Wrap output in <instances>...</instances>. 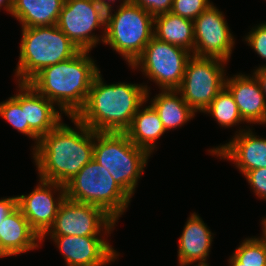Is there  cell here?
I'll return each mask as SVG.
<instances>
[{
	"mask_svg": "<svg viewBox=\"0 0 266 266\" xmlns=\"http://www.w3.org/2000/svg\"><path fill=\"white\" fill-rule=\"evenodd\" d=\"M68 118L74 127L62 121L32 149L39 179L65 185L93 159L95 131Z\"/></svg>",
	"mask_w": 266,
	"mask_h": 266,
	"instance_id": "cell-1",
	"label": "cell"
},
{
	"mask_svg": "<svg viewBox=\"0 0 266 266\" xmlns=\"http://www.w3.org/2000/svg\"><path fill=\"white\" fill-rule=\"evenodd\" d=\"M146 84V85H145ZM147 83L104 82L95 76L85 106L75 116L95 132L124 133L150 91Z\"/></svg>",
	"mask_w": 266,
	"mask_h": 266,
	"instance_id": "cell-2",
	"label": "cell"
},
{
	"mask_svg": "<svg viewBox=\"0 0 266 266\" xmlns=\"http://www.w3.org/2000/svg\"><path fill=\"white\" fill-rule=\"evenodd\" d=\"M90 52L80 50L74 57L44 68L28 84L54 103L65 117H75L85 106L100 71Z\"/></svg>",
	"mask_w": 266,
	"mask_h": 266,
	"instance_id": "cell-3",
	"label": "cell"
},
{
	"mask_svg": "<svg viewBox=\"0 0 266 266\" xmlns=\"http://www.w3.org/2000/svg\"><path fill=\"white\" fill-rule=\"evenodd\" d=\"M15 82L28 83L44 68L74 57L80 49L56 25L21 29Z\"/></svg>",
	"mask_w": 266,
	"mask_h": 266,
	"instance_id": "cell-4",
	"label": "cell"
},
{
	"mask_svg": "<svg viewBox=\"0 0 266 266\" xmlns=\"http://www.w3.org/2000/svg\"><path fill=\"white\" fill-rule=\"evenodd\" d=\"M119 4L116 11H106L103 44L109 45L130 67L154 36V17L130 0H120Z\"/></svg>",
	"mask_w": 266,
	"mask_h": 266,
	"instance_id": "cell-5",
	"label": "cell"
},
{
	"mask_svg": "<svg viewBox=\"0 0 266 266\" xmlns=\"http://www.w3.org/2000/svg\"><path fill=\"white\" fill-rule=\"evenodd\" d=\"M151 155L125 133L95 132L93 159L107 169L132 198Z\"/></svg>",
	"mask_w": 266,
	"mask_h": 266,
	"instance_id": "cell-6",
	"label": "cell"
},
{
	"mask_svg": "<svg viewBox=\"0 0 266 266\" xmlns=\"http://www.w3.org/2000/svg\"><path fill=\"white\" fill-rule=\"evenodd\" d=\"M65 193L70 200L103 208L117 222L132 202V197L94 159L65 184Z\"/></svg>",
	"mask_w": 266,
	"mask_h": 266,
	"instance_id": "cell-7",
	"label": "cell"
},
{
	"mask_svg": "<svg viewBox=\"0 0 266 266\" xmlns=\"http://www.w3.org/2000/svg\"><path fill=\"white\" fill-rule=\"evenodd\" d=\"M191 56L188 50L153 36L130 69L142 72L160 91L177 90Z\"/></svg>",
	"mask_w": 266,
	"mask_h": 266,
	"instance_id": "cell-8",
	"label": "cell"
},
{
	"mask_svg": "<svg viewBox=\"0 0 266 266\" xmlns=\"http://www.w3.org/2000/svg\"><path fill=\"white\" fill-rule=\"evenodd\" d=\"M227 62L217 58L192 55L187 61L182 83L177 91L197 113H203L225 87Z\"/></svg>",
	"mask_w": 266,
	"mask_h": 266,
	"instance_id": "cell-9",
	"label": "cell"
},
{
	"mask_svg": "<svg viewBox=\"0 0 266 266\" xmlns=\"http://www.w3.org/2000/svg\"><path fill=\"white\" fill-rule=\"evenodd\" d=\"M105 24L106 11L94 0H65L56 26L80 50L91 51L103 44Z\"/></svg>",
	"mask_w": 266,
	"mask_h": 266,
	"instance_id": "cell-10",
	"label": "cell"
},
{
	"mask_svg": "<svg viewBox=\"0 0 266 266\" xmlns=\"http://www.w3.org/2000/svg\"><path fill=\"white\" fill-rule=\"evenodd\" d=\"M118 223L103 208L68 198L62 202L54 224L41 238L48 236H111Z\"/></svg>",
	"mask_w": 266,
	"mask_h": 266,
	"instance_id": "cell-11",
	"label": "cell"
},
{
	"mask_svg": "<svg viewBox=\"0 0 266 266\" xmlns=\"http://www.w3.org/2000/svg\"><path fill=\"white\" fill-rule=\"evenodd\" d=\"M193 55L217 58L229 62L235 45V35L224 12L212 3L194 20Z\"/></svg>",
	"mask_w": 266,
	"mask_h": 266,
	"instance_id": "cell-12",
	"label": "cell"
},
{
	"mask_svg": "<svg viewBox=\"0 0 266 266\" xmlns=\"http://www.w3.org/2000/svg\"><path fill=\"white\" fill-rule=\"evenodd\" d=\"M38 181L32 192L17 196V207L31 228L42 238L54 224L66 193L63 184L39 178Z\"/></svg>",
	"mask_w": 266,
	"mask_h": 266,
	"instance_id": "cell-13",
	"label": "cell"
},
{
	"mask_svg": "<svg viewBox=\"0 0 266 266\" xmlns=\"http://www.w3.org/2000/svg\"><path fill=\"white\" fill-rule=\"evenodd\" d=\"M241 126L236 128L229 142L207 151L219 159L231 161L244 176L250 170L266 168V137L256 135L250 126Z\"/></svg>",
	"mask_w": 266,
	"mask_h": 266,
	"instance_id": "cell-14",
	"label": "cell"
},
{
	"mask_svg": "<svg viewBox=\"0 0 266 266\" xmlns=\"http://www.w3.org/2000/svg\"><path fill=\"white\" fill-rule=\"evenodd\" d=\"M66 266H107L118 260L119 253L108 236H49Z\"/></svg>",
	"mask_w": 266,
	"mask_h": 266,
	"instance_id": "cell-15",
	"label": "cell"
},
{
	"mask_svg": "<svg viewBox=\"0 0 266 266\" xmlns=\"http://www.w3.org/2000/svg\"><path fill=\"white\" fill-rule=\"evenodd\" d=\"M225 87L232 94L247 126L266 125V100L260 83L252 74L236 73L226 76ZM252 124V125H251Z\"/></svg>",
	"mask_w": 266,
	"mask_h": 266,
	"instance_id": "cell-16",
	"label": "cell"
},
{
	"mask_svg": "<svg viewBox=\"0 0 266 266\" xmlns=\"http://www.w3.org/2000/svg\"><path fill=\"white\" fill-rule=\"evenodd\" d=\"M20 106L24 110L25 124L39 138L63 121L64 113L28 83L20 82Z\"/></svg>",
	"mask_w": 266,
	"mask_h": 266,
	"instance_id": "cell-17",
	"label": "cell"
},
{
	"mask_svg": "<svg viewBox=\"0 0 266 266\" xmlns=\"http://www.w3.org/2000/svg\"><path fill=\"white\" fill-rule=\"evenodd\" d=\"M0 245L10 257L36 250L42 243L21 210L16 207L1 223Z\"/></svg>",
	"mask_w": 266,
	"mask_h": 266,
	"instance_id": "cell-18",
	"label": "cell"
},
{
	"mask_svg": "<svg viewBox=\"0 0 266 266\" xmlns=\"http://www.w3.org/2000/svg\"><path fill=\"white\" fill-rule=\"evenodd\" d=\"M178 239V263L208 260L214 234L198 213H191Z\"/></svg>",
	"mask_w": 266,
	"mask_h": 266,
	"instance_id": "cell-19",
	"label": "cell"
},
{
	"mask_svg": "<svg viewBox=\"0 0 266 266\" xmlns=\"http://www.w3.org/2000/svg\"><path fill=\"white\" fill-rule=\"evenodd\" d=\"M146 100L134 115L129 128L124 132L137 147L153 155L158 139L166 132L154 107ZM147 105V106H146Z\"/></svg>",
	"mask_w": 266,
	"mask_h": 266,
	"instance_id": "cell-20",
	"label": "cell"
},
{
	"mask_svg": "<svg viewBox=\"0 0 266 266\" xmlns=\"http://www.w3.org/2000/svg\"><path fill=\"white\" fill-rule=\"evenodd\" d=\"M152 93L146 94V100L157 111L164 129L168 131L181 128L190 120H193L197 114L182 98L177 90H161L154 97L150 98Z\"/></svg>",
	"mask_w": 266,
	"mask_h": 266,
	"instance_id": "cell-21",
	"label": "cell"
},
{
	"mask_svg": "<svg viewBox=\"0 0 266 266\" xmlns=\"http://www.w3.org/2000/svg\"><path fill=\"white\" fill-rule=\"evenodd\" d=\"M65 0H13L11 16L21 28L56 25Z\"/></svg>",
	"mask_w": 266,
	"mask_h": 266,
	"instance_id": "cell-22",
	"label": "cell"
},
{
	"mask_svg": "<svg viewBox=\"0 0 266 266\" xmlns=\"http://www.w3.org/2000/svg\"><path fill=\"white\" fill-rule=\"evenodd\" d=\"M194 21L168 12L154 17V37L182 47L193 55Z\"/></svg>",
	"mask_w": 266,
	"mask_h": 266,
	"instance_id": "cell-23",
	"label": "cell"
},
{
	"mask_svg": "<svg viewBox=\"0 0 266 266\" xmlns=\"http://www.w3.org/2000/svg\"><path fill=\"white\" fill-rule=\"evenodd\" d=\"M203 113L213 117L222 128H232L245 123L232 94L226 87L217 94Z\"/></svg>",
	"mask_w": 266,
	"mask_h": 266,
	"instance_id": "cell-24",
	"label": "cell"
},
{
	"mask_svg": "<svg viewBox=\"0 0 266 266\" xmlns=\"http://www.w3.org/2000/svg\"><path fill=\"white\" fill-rule=\"evenodd\" d=\"M16 94L10 96L7 100L0 102V117L5 119L14 129L21 134L33 139L34 145L32 149L38 144L39 137L25 124L24 110L20 106V82H17Z\"/></svg>",
	"mask_w": 266,
	"mask_h": 266,
	"instance_id": "cell-25",
	"label": "cell"
},
{
	"mask_svg": "<svg viewBox=\"0 0 266 266\" xmlns=\"http://www.w3.org/2000/svg\"><path fill=\"white\" fill-rule=\"evenodd\" d=\"M246 237L233 251V255L244 266H266V234Z\"/></svg>",
	"mask_w": 266,
	"mask_h": 266,
	"instance_id": "cell-26",
	"label": "cell"
},
{
	"mask_svg": "<svg viewBox=\"0 0 266 266\" xmlns=\"http://www.w3.org/2000/svg\"><path fill=\"white\" fill-rule=\"evenodd\" d=\"M211 0H173L171 12L194 21L213 2Z\"/></svg>",
	"mask_w": 266,
	"mask_h": 266,
	"instance_id": "cell-27",
	"label": "cell"
},
{
	"mask_svg": "<svg viewBox=\"0 0 266 266\" xmlns=\"http://www.w3.org/2000/svg\"><path fill=\"white\" fill-rule=\"evenodd\" d=\"M254 27L250 28L251 30L244 35V42L250 46L255 53L266 62V22L259 23L258 25H252ZM266 66V63L261 64L256 68Z\"/></svg>",
	"mask_w": 266,
	"mask_h": 266,
	"instance_id": "cell-28",
	"label": "cell"
},
{
	"mask_svg": "<svg viewBox=\"0 0 266 266\" xmlns=\"http://www.w3.org/2000/svg\"><path fill=\"white\" fill-rule=\"evenodd\" d=\"M244 177L254 195L260 200H266V168L248 171Z\"/></svg>",
	"mask_w": 266,
	"mask_h": 266,
	"instance_id": "cell-29",
	"label": "cell"
},
{
	"mask_svg": "<svg viewBox=\"0 0 266 266\" xmlns=\"http://www.w3.org/2000/svg\"><path fill=\"white\" fill-rule=\"evenodd\" d=\"M153 17L171 12L173 0H130Z\"/></svg>",
	"mask_w": 266,
	"mask_h": 266,
	"instance_id": "cell-30",
	"label": "cell"
},
{
	"mask_svg": "<svg viewBox=\"0 0 266 266\" xmlns=\"http://www.w3.org/2000/svg\"><path fill=\"white\" fill-rule=\"evenodd\" d=\"M17 207V196L0 198V228L1 223Z\"/></svg>",
	"mask_w": 266,
	"mask_h": 266,
	"instance_id": "cell-31",
	"label": "cell"
},
{
	"mask_svg": "<svg viewBox=\"0 0 266 266\" xmlns=\"http://www.w3.org/2000/svg\"><path fill=\"white\" fill-rule=\"evenodd\" d=\"M255 75L257 80L260 83V87L262 89V93L264 94L265 100H266V66L253 69L251 73Z\"/></svg>",
	"mask_w": 266,
	"mask_h": 266,
	"instance_id": "cell-32",
	"label": "cell"
},
{
	"mask_svg": "<svg viewBox=\"0 0 266 266\" xmlns=\"http://www.w3.org/2000/svg\"><path fill=\"white\" fill-rule=\"evenodd\" d=\"M98 3L105 11L112 9V6L117 0H94Z\"/></svg>",
	"mask_w": 266,
	"mask_h": 266,
	"instance_id": "cell-33",
	"label": "cell"
},
{
	"mask_svg": "<svg viewBox=\"0 0 266 266\" xmlns=\"http://www.w3.org/2000/svg\"><path fill=\"white\" fill-rule=\"evenodd\" d=\"M12 7H13V0H0V10L3 9L8 14H11Z\"/></svg>",
	"mask_w": 266,
	"mask_h": 266,
	"instance_id": "cell-34",
	"label": "cell"
},
{
	"mask_svg": "<svg viewBox=\"0 0 266 266\" xmlns=\"http://www.w3.org/2000/svg\"><path fill=\"white\" fill-rule=\"evenodd\" d=\"M208 260H202V261H190V262H180L178 263L179 266H210V263H207Z\"/></svg>",
	"mask_w": 266,
	"mask_h": 266,
	"instance_id": "cell-35",
	"label": "cell"
},
{
	"mask_svg": "<svg viewBox=\"0 0 266 266\" xmlns=\"http://www.w3.org/2000/svg\"><path fill=\"white\" fill-rule=\"evenodd\" d=\"M228 266H244L242 262H240L233 254L229 256Z\"/></svg>",
	"mask_w": 266,
	"mask_h": 266,
	"instance_id": "cell-36",
	"label": "cell"
},
{
	"mask_svg": "<svg viewBox=\"0 0 266 266\" xmlns=\"http://www.w3.org/2000/svg\"><path fill=\"white\" fill-rule=\"evenodd\" d=\"M260 223L262 225L263 232L266 234V216L262 217V220Z\"/></svg>",
	"mask_w": 266,
	"mask_h": 266,
	"instance_id": "cell-37",
	"label": "cell"
},
{
	"mask_svg": "<svg viewBox=\"0 0 266 266\" xmlns=\"http://www.w3.org/2000/svg\"><path fill=\"white\" fill-rule=\"evenodd\" d=\"M5 257H9L2 249L1 245H0V258H5Z\"/></svg>",
	"mask_w": 266,
	"mask_h": 266,
	"instance_id": "cell-38",
	"label": "cell"
}]
</instances>
